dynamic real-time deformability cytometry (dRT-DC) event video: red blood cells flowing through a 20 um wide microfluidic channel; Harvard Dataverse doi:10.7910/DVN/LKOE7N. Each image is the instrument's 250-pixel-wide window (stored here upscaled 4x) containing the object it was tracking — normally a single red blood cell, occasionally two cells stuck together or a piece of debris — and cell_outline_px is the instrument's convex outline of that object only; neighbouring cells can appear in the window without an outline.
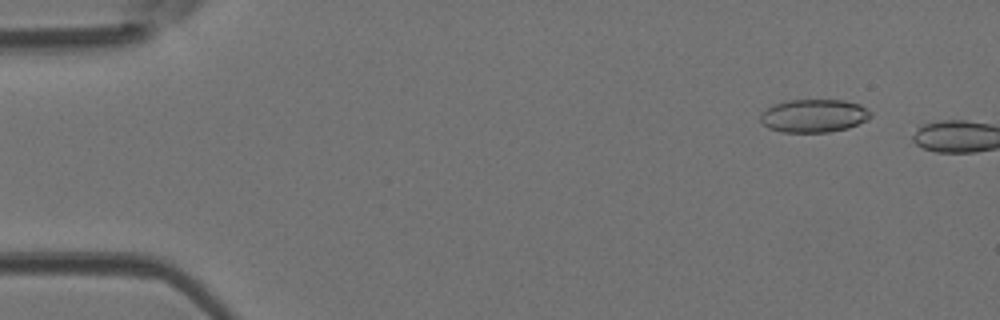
{"species": "Egyptian fruit bat (a non-hibernating species)", "species_latin": "Rousettus aegyptiacus", "temperature_condition": "room temperature", "stored_images_in_passage": 7, "camera_frame_rate_fps": 3000, "um_per_image_px": 0.085, "animal": {"sex": "female"}, "frame": {"image": 1, "passage_image": 5, "time_ms": 1.333, "image_size_px": [1000, 320], "cell_outline_px": [[872, 116], [868, 120], [848, 128], [828, 132], [784, 132], [768, 128], [760, 120], [760, 112], [772, 104], [788, 100], [844, 100], [860, 104], [872, 112]], "centroid_in_image_um": [69.18, 9.83], "position_along_channel_um": 15.8, "area_um2": 21.5}}